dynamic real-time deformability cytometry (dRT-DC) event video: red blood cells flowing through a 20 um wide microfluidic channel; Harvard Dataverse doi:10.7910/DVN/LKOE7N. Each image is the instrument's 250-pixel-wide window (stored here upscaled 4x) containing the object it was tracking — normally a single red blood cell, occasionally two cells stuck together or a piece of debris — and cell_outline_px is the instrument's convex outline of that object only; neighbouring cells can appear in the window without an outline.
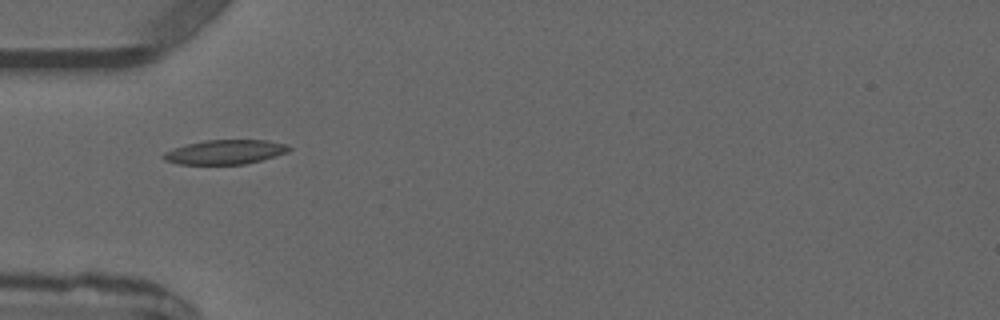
{"species": "common noctule bat (a hibernating species)", "species_latin": "Nyctalus noctula", "temperature_condition": "warm", "stored_images_in_passage": 1, "camera_frame_rate_fps": 3000, "um_per_image_px": 0.085, "animal": {"sex": "male", "forearm_length_mm": 52.5}, "frame": {"image": 1, "passage_image": 1, "time_ms": 0.0, "image_size_px": [1000, 320], "cell_outline_px": [[292, 148], [288, 152], [276, 156], [244, 164], [180, 164], [164, 160], [160, 156], [164, 152], [188, 144], [204, 140], [268, 140], [288, 144]], "centroid_in_image_um": [19.17, 12.92], "position_along_channel_um": 65.8, "area_um2": 17.8}}